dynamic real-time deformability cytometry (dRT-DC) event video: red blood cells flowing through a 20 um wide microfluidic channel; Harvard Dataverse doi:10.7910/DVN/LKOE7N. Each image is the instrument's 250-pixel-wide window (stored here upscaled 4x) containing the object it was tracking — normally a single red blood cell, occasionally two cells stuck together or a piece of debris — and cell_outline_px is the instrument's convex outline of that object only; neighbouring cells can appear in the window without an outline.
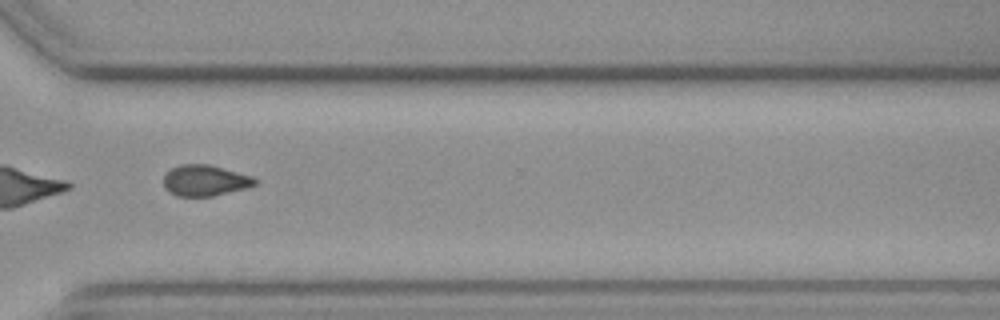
{"species": "common noctule bat (a hibernating species)", "species_latin": "Nyctalus noctula", "temperature_condition": "cold", "stored_images_in_passage": 13, "camera_frame_rate_fps": 3000, "um_per_image_px": 0.085, "animal": {"sex": "female", "body_mass_g": 19.3, "forearm_length_mm": 54.1}, "frame": {"image": 1, "passage_image": 10, "time_ms": 3.0, "image_size_px": [1000, 320], "cell_outline_px": [[256, 184], [248, 188], [212, 196], [176, 196], [168, 192], [164, 188], [164, 176], [172, 168], [180, 164], [208, 164], [224, 168], [252, 176], [256, 180]], "centroid_in_image_um": [17.42, 15.35], "position_along_channel_um": 353.2, "area_um2": 16.53}}